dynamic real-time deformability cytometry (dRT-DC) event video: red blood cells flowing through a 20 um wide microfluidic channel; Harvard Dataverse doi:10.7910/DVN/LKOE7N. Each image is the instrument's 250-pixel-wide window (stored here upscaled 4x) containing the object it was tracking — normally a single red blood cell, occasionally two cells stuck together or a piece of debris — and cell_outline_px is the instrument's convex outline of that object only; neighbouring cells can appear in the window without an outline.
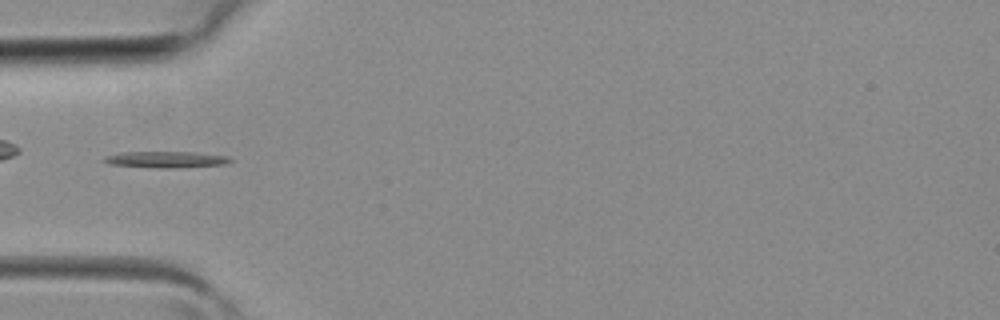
{"species": "common noctule bat (a hibernating species)", "species_latin": "Nyctalus noctula", "temperature_condition": "room temperature", "stored_images_in_passage": 2, "camera_frame_rate_fps": 3000, "um_per_image_px": 0.085, "animal": {"sex": "female", "body_mass_g": 19.3, "forearm_length_mm": 54.1}, "frame": {"image": 1, "passage_image": 2, "time_ms": 0.333, "image_size_px": [1000, 320], "cell_outline_px": [[232, 160], [228, 164], [180, 168], [160, 168], [108, 164], [100, 160], [104, 156], [120, 152], [196, 152], [228, 156]], "centroid_in_image_um": [14.1, 13.56], "position_along_channel_um": 70.9, "area_um2": 12.25}}